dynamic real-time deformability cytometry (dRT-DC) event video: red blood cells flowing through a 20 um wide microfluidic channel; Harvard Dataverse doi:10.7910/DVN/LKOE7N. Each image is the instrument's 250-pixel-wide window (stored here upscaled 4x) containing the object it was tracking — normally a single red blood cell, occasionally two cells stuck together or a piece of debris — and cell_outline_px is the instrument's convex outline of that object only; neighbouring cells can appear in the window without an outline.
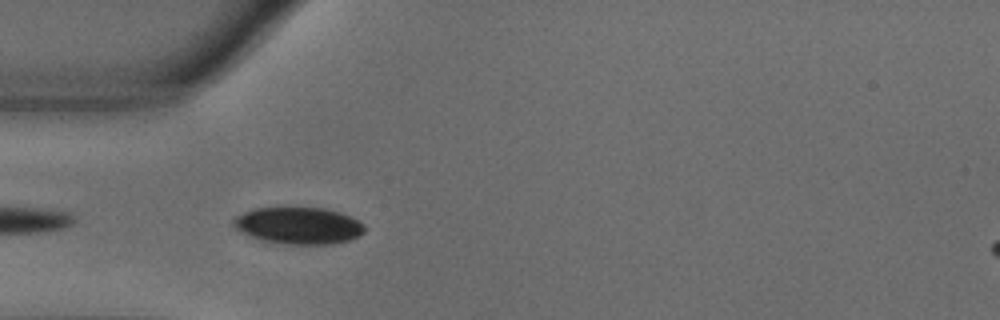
{"species": "common noctule bat (a hibernating species)", "species_latin": "Nyctalus noctula", "temperature_condition": "warm", "stored_images_in_passage": 6, "camera_frame_rate_fps": 3000, "um_per_image_px": 0.085, "animal": {"sex": "male", "body_mass_g": 18.8}, "frame": {"image": 1, "passage_image": 2, "time_ms": 0.333, "image_size_px": [1000, 320], "cell_outline_px": [[364, 232], [360, 236], [348, 240], [332, 244], [288, 244], [264, 240], [252, 236], [236, 228], [232, 224], [232, 220], [236, 216], [244, 212], [256, 208], [324, 208], [340, 212], [364, 224]], "centroid_in_image_um": [25.4, 19.17], "position_along_channel_um": 59.6, "area_um2": 27.74}}